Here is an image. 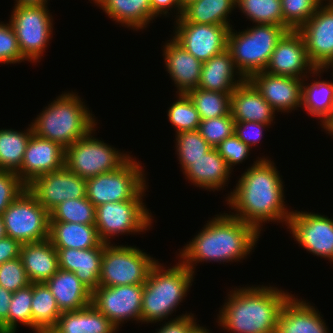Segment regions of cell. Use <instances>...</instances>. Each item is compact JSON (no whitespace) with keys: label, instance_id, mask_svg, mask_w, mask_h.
I'll list each match as a JSON object with an SVG mask.
<instances>
[{"label":"cell","instance_id":"cell-1","mask_svg":"<svg viewBox=\"0 0 333 333\" xmlns=\"http://www.w3.org/2000/svg\"><path fill=\"white\" fill-rule=\"evenodd\" d=\"M246 170L226 197L229 207L236 211L230 215L254 226L259 232L262 223L267 221L285 222L287 226L292 210L284 205V183L275 163L258 157Z\"/></svg>","mask_w":333,"mask_h":333},{"label":"cell","instance_id":"cell-2","mask_svg":"<svg viewBox=\"0 0 333 333\" xmlns=\"http://www.w3.org/2000/svg\"><path fill=\"white\" fill-rule=\"evenodd\" d=\"M179 251V260L193 273L200 262H238L253 252L261 232L230 214H218ZM195 264V265H193Z\"/></svg>","mask_w":333,"mask_h":333},{"label":"cell","instance_id":"cell-3","mask_svg":"<svg viewBox=\"0 0 333 333\" xmlns=\"http://www.w3.org/2000/svg\"><path fill=\"white\" fill-rule=\"evenodd\" d=\"M259 286L236 287L228 292L229 297L217 314V323L223 330L232 333H276L278 317L292 294L270 285Z\"/></svg>","mask_w":333,"mask_h":333},{"label":"cell","instance_id":"cell-4","mask_svg":"<svg viewBox=\"0 0 333 333\" xmlns=\"http://www.w3.org/2000/svg\"><path fill=\"white\" fill-rule=\"evenodd\" d=\"M56 98L37 115L31 126L34 134L66 148L85 137L97 122L75 92H65Z\"/></svg>","mask_w":333,"mask_h":333},{"label":"cell","instance_id":"cell-5","mask_svg":"<svg viewBox=\"0 0 333 333\" xmlns=\"http://www.w3.org/2000/svg\"><path fill=\"white\" fill-rule=\"evenodd\" d=\"M194 274L180 261L167 269L157 261L144 284L141 322H161L174 313L187 296Z\"/></svg>","mask_w":333,"mask_h":333},{"label":"cell","instance_id":"cell-6","mask_svg":"<svg viewBox=\"0 0 333 333\" xmlns=\"http://www.w3.org/2000/svg\"><path fill=\"white\" fill-rule=\"evenodd\" d=\"M244 30L237 33L230 28L227 49L237 70L247 80L265 71L276 45L288 30L271 24H255Z\"/></svg>","mask_w":333,"mask_h":333},{"label":"cell","instance_id":"cell-7","mask_svg":"<svg viewBox=\"0 0 333 333\" xmlns=\"http://www.w3.org/2000/svg\"><path fill=\"white\" fill-rule=\"evenodd\" d=\"M157 261L135 246L105 243L99 286L144 285Z\"/></svg>","mask_w":333,"mask_h":333},{"label":"cell","instance_id":"cell-8","mask_svg":"<svg viewBox=\"0 0 333 333\" xmlns=\"http://www.w3.org/2000/svg\"><path fill=\"white\" fill-rule=\"evenodd\" d=\"M147 187L144 169L130 157L112 172L86 180V197L95 206L105 203L133 200Z\"/></svg>","mask_w":333,"mask_h":333},{"label":"cell","instance_id":"cell-9","mask_svg":"<svg viewBox=\"0 0 333 333\" xmlns=\"http://www.w3.org/2000/svg\"><path fill=\"white\" fill-rule=\"evenodd\" d=\"M93 131L65 148V166L85 180L115 171L131 157L95 138Z\"/></svg>","mask_w":333,"mask_h":333},{"label":"cell","instance_id":"cell-10","mask_svg":"<svg viewBox=\"0 0 333 333\" xmlns=\"http://www.w3.org/2000/svg\"><path fill=\"white\" fill-rule=\"evenodd\" d=\"M145 189L147 190L144 188L133 200L105 203L96 207L95 226L103 243L110 244L113 236L150 230L153 217L143 203Z\"/></svg>","mask_w":333,"mask_h":333},{"label":"cell","instance_id":"cell-11","mask_svg":"<svg viewBox=\"0 0 333 333\" xmlns=\"http://www.w3.org/2000/svg\"><path fill=\"white\" fill-rule=\"evenodd\" d=\"M7 236L24 243L49 239L50 214L26 188L2 213Z\"/></svg>","mask_w":333,"mask_h":333},{"label":"cell","instance_id":"cell-12","mask_svg":"<svg viewBox=\"0 0 333 333\" xmlns=\"http://www.w3.org/2000/svg\"><path fill=\"white\" fill-rule=\"evenodd\" d=\"M9 19L25 61L36 63L52 39L53 17L47 6H14Z\"/></svg>","mask_w":333,"mask_h":333},{"label":"cell","instance_id":"cell-13","mask_svg":"<svg viewBox=\"0 0 333 333\" xmlns=\"http://www.w3.org/2000/svg\"><path fill=\"white\" fill-rule=\"evenodd\" d=\"M144 285L98 286L91 296V304L118 329L126 320L141 322Z\"/></svg>","mask_w":333,"mask_h":333},{"label":"cell","instance_id":"cell-14","mask_svg":"<svg viewBox=\"0 0 333 333\" xmlns=\"http://www.w3.org/2000/svg\"><path fill=\"white\" fill-rule=\"evenodd\" d=\"M287 228L302 248L333 262V219L313 212L292 211Z\"/></svg>","mask_w":333,"mask_h":333},{"label":"cell","instance_id":"cell-15","mask_svg":"<svg viewBox=\"0 0 333 333\" xmlns=\"http://www.w3.org/2000/svg\"><path fill=\"white\" fill-rule=\"evenodd\" d=\"M175 22L172 38L196 59L205 62L227 49L232 26L189 23L182 17Z\"/></svg>","mask_w":333,"mask_h":333},{"label":"cell","instance_id":"cell-16","mask_svg":"<svg viewBox=\"0 0 333 333\" xmlns=\"http://www.w3.org/2000/svg\"><path fill=\"white\" fill-rule=\"evenodd\" d=\"M26 188L48 212L68 199L86 197V180L65 165L35 178Z\"/></svg>","mask_w":333,"mask_h":333},{"label":"cell","instance_id":"cell-17","mask_svg":"<svg viewBox=\"0 0 333 333\" xmlns=\"http://www.w3.org/2000/svg\"><path fill=\"white\" fill-rule=\"evenodd\" d=\"M298 31L316 69L333 67V2L322 3Z\"/></svg>","mask_w":333,"mask_h":333},{"label":"cell","instance_id":"cell-18","mask_svg":"<svg viewBox=\"0 0 333 333\" xmlns=\"http://www.w3.org/2000/svg\"><path fill=\"white\" fill-rule=\"evenodd\" d=\"M324 70L316 69L310 61L301 33L289 30L276 45L265 72L306 79L307 73L319 76Z\"/></svg>","mask_w":333,"mask_h":333},{"label":"cell","instance_id":"cell-19","mask_svg":"<svg viewBox=\"0 0 333 333\" xmlns=\"http://www.w3.org/2000/svg\"><path fill=\"white\" fill-rule=\"evenodd\" d=\"M65 165V148L54 141L32 133L20 170L16 173L27 186L35 178Z\"/></svg>","mask_w":333,"mask_h":333},{"label":"cell","instance_id":"cell-20","mask_svg":"<svg viewBox=\"0 0 333 333\" xmlns=\"http://www.w3.org/2000/svg\"><path fill=\"white\" fill-rule=\"evenodd\" d=\"M277 112H291L302 107L303 79L257 72L247 79Z\"/></svg>","mask_w":333,"mask_h":333},{"label":"cell","instance_id":"cell-21","mask_svg":"<svg viewBox=\"0 0 333 333\" xmlns=\"http://www.w3.org/2000/svg\"><path fill=\"white\" fill-rule=\"evenodd\" d=\"M163 48L165 67L177 88L176 94H186L198 88L203 62L188 53L173 38Z\"/></svg>","mask_w":333,"mask_h":333},{"label":"cell","instance_id":"cell-22","mask_svg":"<svg viewBox=\"0 0 333 333\" xmlns=\"http://www.w3.org/2000/svg\"><path fill=\"white\" fill-rule=\"evenodd\" d=\"M310 304L292 295L278 317L276 333H328L321 313Z\"/></svg>","mask_w":333,"mask_h":333},{"label":"cell","instance_id":"cell-23","mask_svg":"<svg viewBox=\"0 0 333 333\" xmlns=\"http://www.w3.org/2000/svg\"><path fill=\"white\" fill-rule=\"evenodd\" d=\"M55 249L57 250L59 269L74 272L91 292L99 286L104 247Z\"/></svg>","mask_w":333,"mask_h":333},{"label":"cell","instance_id":"cell-24","mask_svg":"<svg viewBox=\"0 0 333 333\" xmlns=\"http://www.w3.org/2000/svg\"><path fill=\"white\" fill-rule=\"evenodd\" d=\"M230 113L235 122H258L271 125L275 110L256 88L245 80L231 93Z\"/></svg>","mask_w":333,"mask_h":333},{"label":"cell","instance_id":"cell-25","mask_svg":"<svg viewBox=\"0 0 333 333\" xmlns=\"http://www.w3.org/2000/svg\"><path fill=\"white\" fill-rule=\"evenodd\" d=\"M235 75L237 76L235 77ZM245 80L237 70L231 52L225 49L220 54L203 62L198 88L221 93H232Z\"/></svg>","mask_w":333,"mask_h":333},{"label":"cell","instance_id":"cell-26","mask_svg":"<svg viewBox=\"0 0 333 333\" xmlns=\"http://www.w3.org/2000/svg\"><path fill=\"white\" fill-rule=\"evenodd\" d=\"M232 170L216 148L209 150L203 157L191 161V165L183 172L193 185L206 190L224 188ZM223 187V188H222Z\"/></svg>","mask_w":333,"mask_h":333},{"label":"cell","instance_id":"cell-27","mask_svg":"<svg viewBox=\"0 0 333 333\" xmlns=\"http://www.w3.org/2000/svg\"><path fill=\"white\" fill-rule=\"evenodd\" d=\"M45 283L61 312L76 311L91 304L92 292L74 272L58 269Z\"/></svg>","mask_w":333,"mask_h":333},{"label":"cell","instance_id":"cell-28","mask_svg":"<svg viewBox=\"0 0 333 333\" xmlns=\"http://www.w3.org/2000/svg\"><path fill=\"white\" fill-rule=\"evenodd\" d=\"M20 258L31 283L46 282L59 269L57 250L49 239L22 244Z\"/></svg>","mask_w":333,"mask_h":333},{"label":"cell","instance_id":"cell-29","mask_svg":"<svg viewBox=\"0 0 333 333\" xmlns=\"http://www.w3.org/2000/svg\"><path fill=\"white\" fill-rule=\"evenodd\" d=\"M58 333H117L118 328L92 304L76 310L62 312L56 326Z\"/></svg>","mask_w":333,"mask_h":333},{"label":"cell","instance_id":"cell-30","mask_svg":"<svg viewBox=\"0 0 333 333\" xmlns=\"http://www.w3.org/2000/svg\"><path fill=\"white\" fill-rule=\"evenodd\" d=\"M122 27L134 30L146 28L154 20L150 0H92Z\"/></svg>","mask_w":333,"mask_h":333},{"label":"cell","instance_id":"cell-31","mask_svg":"<svg viewBox=\"0 0 333 333\" xmlns=\"http://www.w3.org/2000/svg\"><path fill=\"white\" fill-rule=\"evenodd\" d=\"M49 240L54 248L104 247L95 225L50 221Z\"/></svg>","mask_w":333,"mask_h":333},{"label":"cell","instance_id":"cell-32","mask_svg":"<svg viewBox=\"0 0 333 333\" xmlns=\"http://www.w3.org/2000/svg\"><path fill=\"white\" fill-rule=\"evenodd\" d=\"M333 76V71H332ZM302 84V108L310 116L319 118L322 128L333 116V82L315 80ZM306 83V84H305Z\"/></svg>","mask_w":333,"mask_h":333},{"label":"cell","instance_id":"cell-33","mask_svg":"<svg viewBox=\"0 0 333 333\" xmlns=\"http://www.w3.org/2000/svg\"><path fill=\"white\" fill-rule=\"evenodd\" d=\"M237 0H197L183 9L182 18L189 23L232 26L229 14Z\"/></svg>","mask_w":333,"mask_h":333},{"label":"cell","instance_id":"cell-34","mask_svg":"<svg viewBox=\"0 0 333 333\" xmlns=\"http://www.w3.org/2000/svg\"><path fill=\"white\" fill-rule=\"evenodd\" d=\"M20 132L13 129H0V171L17 173L22 165L27 143L33 133L29 125Z\"/></svg>","mask_w":333,"mask_h":333},{"label":"cell","instance_id":"cell-35","mask_svg":"<svg viewBox=\"0 0 333 333\" xmlns=\"http://www.w3.org/2000/svg\"><path fill=\"white\" fill-rule=\"evenodd\" d=\"M31 312L34 333L41 329L54 328L62 314L56 299L45 282L33 283Z\"/></svg>","mask_w":333,"mask_h":333},{"label":"cell","instance_id":"cell-36","mask_svg":"<svg viewBox=\"0 0 333 333\" xmlns=\"http://www.w3.org/2000/svg\"><path fill=\"white\" fill-rule=\"evenodd\" d=\"M201 120L222 117L230 113L231 93L196 88L186 93Z\"/></svg>","mask_w":333,"mask_h":333},{"label":"cell","instance_id":"cell-37","mask_svg":"<svg viewBox=\"0 0 333 333\" xmlns=\"http://www.w3.org/2000/svg\"><path fill=\"white\" fill-rule=\"evenodd\" d=\"M236 7L255 24H271L283 27L280 0H237Z\"/></svg>","mask_w":333,"mask_h":333},{"label":"cell","instance_id":"cell-38","mask_svg":"<svg viewBox=\"0 0 333 333\" xmlns=\"http://www.w3.org/2000/svg\"><path fill=\"white\" fill-rule=\"evenodd\" d=\"M96 207L87 199H68L55 208L50 214V221L67 223H81L85 225H95Z\"/></svg>","mask_w":333,"mask_h":333},{"label":"cell","instance_id":"cell-39","mask_svg":"<svg viewBox=\"0 0 333 333\" xmlns=\"http://www.w3.org/2000/svg\"><path fill=\"white\" fill-rule=\"evenodd\" d=\"M175 135V149L183 172L191 165V161L198 160L213 148L198 130L182 131Z\"/></svg>","mask_w":333,"mask_h":333},{"label":"cell","instance_id":"cell-40","mask_svg":"<svg viewBox=\"0 0 333 333\" xmlns=\"http://www.w3.org/2000/svg\"><path fill=\"white\" fill-rule=\"evenodd\" d=\"M167 116L176 133L198 130L201 122L196 107L186 94H177V100L169 107Z\"/></svg>","mask_w":333,"mask_h":333},{"label":"cell","instance_id":"cell-41","mask_svg":"<svg viewBox=\"0 0 333 333\" xmlns=\"http://www.w3.org/2000/svg\"><path fill=\"white\" fill-rule=\"evenodd\" d=\"M32 297L33 283L12 294L8 312V333H15L18 323L32 328Z\"/></svg>","mask_w":333,"mask_h":333},{"label":"cell","instance_id":"cell-42","mask_svg":"<svg viewBox=\"0 0 333 333\" xmlns=\"http://www.w3.org/2000/svg\"><path fill=\"white\" fill-rule=\"evenodd\" d=\"M283 14V27L298 30L323 3L321 0H280Z\"/></svg>","mask_w":333,"mask_h":333},{"label":"cell","instance_id":"cell-43","mask_svg":"<svg viewBox=\"0 0 333 333\" xmlns=\"http://www.w3.org/2000/svg\"><path fill=\"white\" fill-rule=\"evenodd\" d=\"M198 131L207 143L215 148L234 134L235 120L231 113L222 117L201 120Z\"/></svg>","mask_w":333,"mask_h":333},{"label":"cell","instance_id":"cell-44","mask_svg":"<svg viewBox=\"0 0 333 333\" xmlns=\"http://www.w3.org/2000/svg\"><path fill=\"white\" fill-rule=\"evenodd\" d=\"M31 284L20 257L0 265V286L14 293Z\"/></svg>","mask_w":333,"mask_h":333},{"label":"cell","instance_id":"cell-45","mask_svg":"<svg viewBox=\"0 0 333 333\" xmlns=\"http://www.w3.org/2000/svg\"><path fill=\"white\" fill-rule=\"evenodd\" d=\"M24 60L10 21L6 24L0 22V63L19 64Z\"/></svg>","mask_w":333,"mask_h":333},{"label":"cell","instance_id":"cell-46","mask_svg":"<svg viewBox=\"0 0 333 333\" xmlns=\"http://www.w3.org/2000/svg\"><path fill=\"white\" fill-rule=\"evenodd\" d=\"M224 158L228 167L233 171L236 164L242 163L250 155V147L242 142L235 134L227 137L215 147Z\"/></svg>","mask_w":333,"mask_h":333},{"label":"cell","instance_id":"cell-47","mask_svg":"<svg viewBox=\"0 0 333 333\" xmlns=\"http://www.w3.org/2000/svg\"><path fill=\"white\" fill-rule=\"evenodd\" d=\"M26 189L19 176L10 171H0V215Z\"/></svg>","mask_w":333,"mask_h":333},{"label":"cell","instance_id":"cell-48","mask_svg":"<svg viewBox=\"0 0 333 333\" xmlns=\"http://www.w3.org/2000/svg\"><path fill=\"white\" fill-rule=\"evenodd\" d=\"M268 124L258 122H235L234 134L250 148L262 140L263 129L268 128Z\"/></svg>","mask_w":333,"mask_h":333},{"label":"cell","instance_id":"cell-49","mask_svg":"<svg viewBox=\"0 0 333 333\" xmlns=\"http://www.w3.org/2000/svg\"><path fill=\"white\" fill-rule=\"evenodd\" d=\"M197 324L192 313H185L166 322L155 333H189Z\"/></svg>","mask_w":333,"mask_h":333},{"label":"cell","instance_id":"cell-50","mask_svg":"<svg viewBox=\"0 0 333 333\" xmlns=\"http://www.w3.org/2000/svg\"><path fill=\"white\" fill-rule=\"evenodd\" d=\"M22 244L9 236L0 239V265L8 260L20 257Z\"/></svg>","mask_w":333,"mask_h":333},{"label":"cell","instance_id":"cell-51","mask_svg":"<svg viewBox=\"0 0 333 333\" xmlns=\"http://www.w3.org/2000/svg\"><path fill=\"white\" fill-rule=\"evenodd\" d=\"M150 5L152 9V14L157 18L158 16L161 17V15H168L172 9H176L177 12L175 20L180 18L182 16L183 10L180 7L178 0H150ZM179 14V15H177Z\"/></svg>","mask_w":333,"mask_h":333},{"label":"cell","instance_id":"cell-52","mask_svg":"<svg viewBox=\"0 0 333 333\" xmlns=\"http://www.w3.org/2000/svg\"><path fill=\"white\" fill-rule=\"evenodd\" d=\"M12 294L0 286V333H8V312Z\"/></svg>","mask_w":333,"mask_h":333},{"label":"cell","instance_id":"cell-53","mask_svg":"<svg viewBox=\"0 0 333 333\" xmlns=\"http://www.w3.org/2000/svg\"><path fill=\"white\" fill-rule=\"evenodd\" d=\"M14 6H47L48 0H15Z\"/></svg>","mask_w":333,"mask_h":333},{"label":"cell","instance_id":"cell-54","mask_svg":"<svg viewBox=\"0 0 333 333\" xmlns=\"http://www.w3.org/2000/svg\"><path fill=\"white\" fill-rule=\"evenodd\" d=\"M189 333H210V331L207 328L196 324Z\"/></svg>","mask_w":333,"mask_h":333},{"label":"cell","instance_id":"cell-55","mask_svg":"<svg viewBox=\"0 0 333 333\" xmlns=\"http://www.w3.org/2000/svg\"><path fill=\"white\" fill-rule=\"evenodd\" d=\"M325 131L330 134V136H333V116L332 118L324 125L323 127Z\"/></svg>","mask_w":333,"mask_h":333},{"label":"cell","instance_id":"cell-56","mask_svg":"<svg viewBox=\"0 0 333 333\" xmlns=\"http://www.w3.org/2000/svg\"><path fill=\"white\" fill-rule=\"evenodd\" d=\"M6 230H5V225H4V220L2 215H0V239L6 237Z\"/></svg>","mask_w":333,"mask_h":333},{"label":"cell","instance_id":"cell-57","mask_svg":"<svg viewBox=\"0 0 333 333\" xmlns=\"http://www.w3.org/2000/svg\"><path fill=\"white\" fill-rule=\"evenodd\" d=\"M179 1V4H180V7L181 9L183 10L185 7H187L189 4L197 1V0H178Z\"/></svg>","mask_w":333,"mask_h":333},{"label":"cell","instance_id":"cell-58","mask_svg":"<svg viewBox=\"0 0 333 333\" xmlns=\"http://www.w3.org/2000/svg\"><path fill=\"white\" fill-rule=\"evenodd\" d=\"M36 333H58V332H56L53 328H51V329H41L38 330Z\"/></svg>","mask_w":333,"mask_h":333},{"label":"cell","instance_id":"cell-59","mask_svg":"<svg viewBox=\"0 0 333 333\" xmlns=\"http://www.w3.org/2000/svg\"><path fill=\"white\" fill-rule=\"evenodd\" d=\"M323 3L324 1H328V2H333V0H321Z\"/></svg>","mask_w":333,"mask_h":333}]
</instances>
